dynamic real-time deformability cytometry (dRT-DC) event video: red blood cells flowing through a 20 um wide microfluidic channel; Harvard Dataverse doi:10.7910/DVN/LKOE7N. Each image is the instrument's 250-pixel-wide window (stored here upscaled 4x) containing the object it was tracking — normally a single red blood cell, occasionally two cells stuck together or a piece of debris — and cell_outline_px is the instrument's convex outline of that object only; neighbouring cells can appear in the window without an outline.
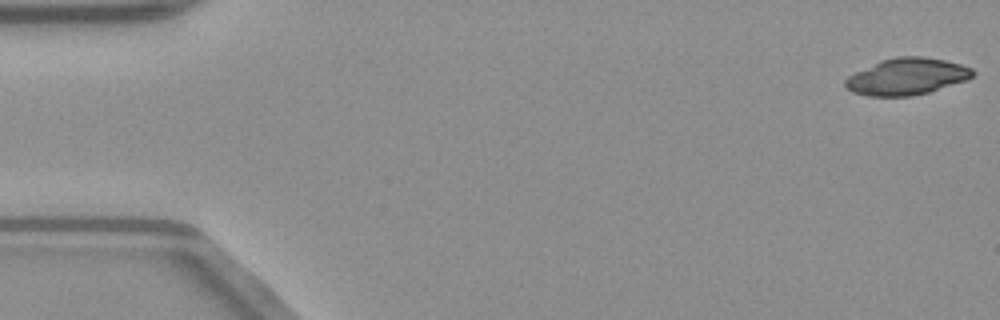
{"species": "common noctule bat (a hibernating species)", "species_latin": "Nyctalus noctula", "temperature_condition": "warm", "stored_images_in_passage": 50, "camera_frame_rate_fps": 3000, "um_per_image_px": 0.085, "animal": {"sex": "male", "body_mass_g": 23.1, "forearm_length_mm": 52.7}, "frame": {"image": 1, "passage_image": 1, "time_ms": 0.0, "image_size_px": [1000, 320], "cell_outline_px": [[976, 72], [968, 80], [928, 92], [912, 96], [868, 96], [852, 92], [844, 84], [844, 80], [848, 76], [880, 60], [896, 56], [920, 56], [944, 60], [960, 64], [972, 68]], "centroid_in_image_um": [77.09, 6.5], "position_along_channel_um": 7.9, "area_um2": 27.22}}
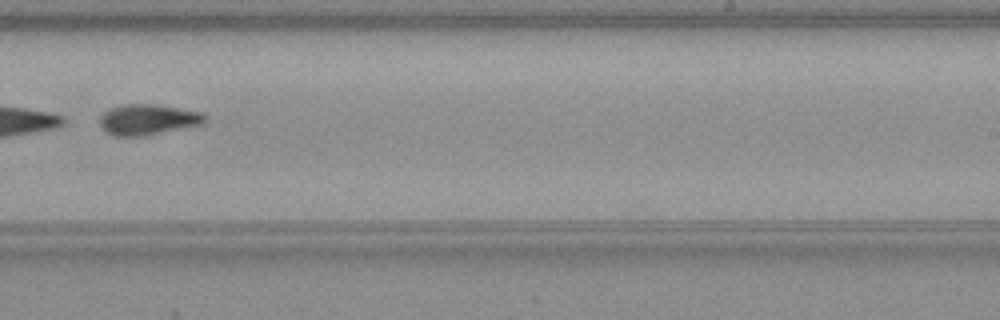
{"frame": {"image": 2, "passage_image": 32, "time_ms": 10.333, "image_size_px": [1000, 320], "cell_outline_px": [[208, 120], [204, 124], [144, 136], [112, 136], [100, 124], [100, 116], [104, 112], [120, 104], [156, 104], [204, 112], [208, 116]], "centroid_in_image_um": [12.64, 10.15], "position_along_channel_um": 276.4, "area_um2": 19.02}, "authors_computed_cell_mechanics": {"area_um2": 27.4261, "velocity_mm_per_s": 4.0634, "shape_relaxation_time_tau1_ms": null, "shape_relaxation_time_tau2_ms": 2.2975, "deformation_change_tau1": null, "deformation_change_tau2": 0.0772}}